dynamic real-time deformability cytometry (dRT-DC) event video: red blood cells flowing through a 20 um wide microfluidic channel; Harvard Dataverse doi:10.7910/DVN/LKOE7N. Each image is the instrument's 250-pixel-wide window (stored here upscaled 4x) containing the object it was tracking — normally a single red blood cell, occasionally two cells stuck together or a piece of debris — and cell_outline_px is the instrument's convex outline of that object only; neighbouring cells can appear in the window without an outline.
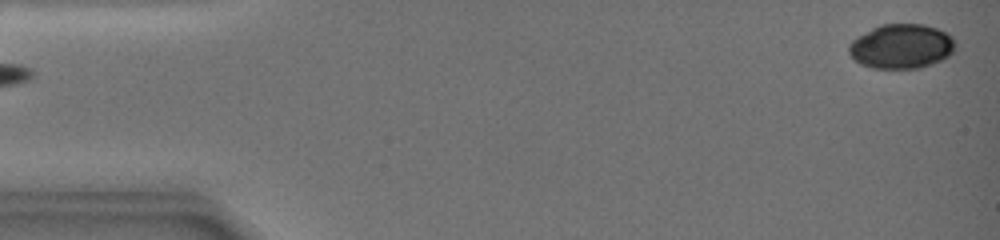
{"species": "common noctule bat (a hibernating species)", "species_latin": "Nyctalus noctula", "temperature_condition": "warm", "stored_images_in_passage": 55, "camera_frame_rate_fps": 3000, "um_per_image_px": 0.085, "animal": {"sex": "female", "body_mass_g": 19.0, "forearm_length_mm": 51.5}, "frame": {"image": 1, "passage_image": 2, "time_ms": 0.333, "image_size_px": [1000, 240], "cell_outline_px": [[956, 48], [948, 56], [940, 60], [920, 68], [872, 68], [860, 64], [848, 52], [848, 44], [856, 36], [880, 24], [924, 24], [936, 28], [952, 36], [956, 44]], "centroid_in_image_um": [76.6, 3.93], "position_along_channel_um": 8.4, "area_um2": 27.69}}
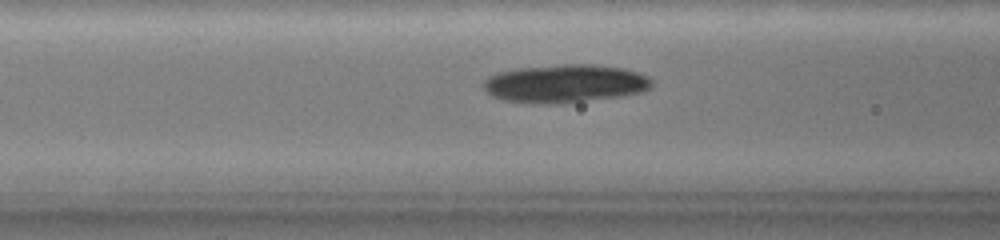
{"frame": {"image": 2, "passage_image": 34, "time_ms": 7.333, "image_size_px": [1000, 240], "cell_outline_px": [[652, 84], [648, 88], [640, 92], [620, 96], [552, 104], [544, 104], [508, 100], [496, 96], [488, 92], [484, 88], [484, 84], [492, 76], [500, 72], [520, 68], [564, 64], [588, 64], [620, 68], [636, 72], [648, 76], [652, 80]], "centroid_in_image_um": [48.08, 7.09], "position_along_channel_um": 118.5, "area_um2": 36.36}}
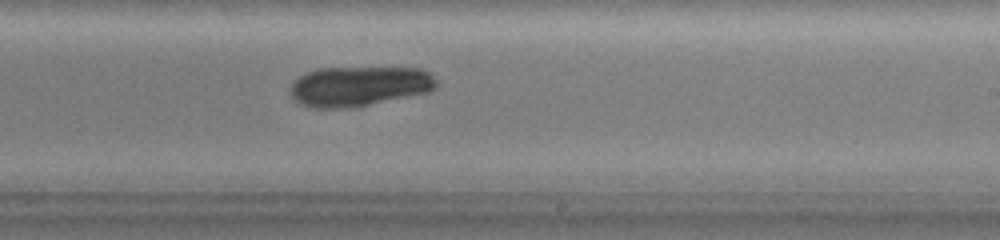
{"frame": {"image": 3, "passage_image": 53, "time_ms": 11.333, "image_size_px": [1000, 240], "cell_outline_px": [[436, 88], [428, 92], [348, 108], [316, 108], [304, 104], [296, 100], [292, 96], [292, 84], [304, 72], [316, 68], [420, 68], [428, 72], [436, 80]], "centroid_in_image_um": [30.53, 7.31], "position_along_channel_um": 258.5, "area_um2": 33.52}}